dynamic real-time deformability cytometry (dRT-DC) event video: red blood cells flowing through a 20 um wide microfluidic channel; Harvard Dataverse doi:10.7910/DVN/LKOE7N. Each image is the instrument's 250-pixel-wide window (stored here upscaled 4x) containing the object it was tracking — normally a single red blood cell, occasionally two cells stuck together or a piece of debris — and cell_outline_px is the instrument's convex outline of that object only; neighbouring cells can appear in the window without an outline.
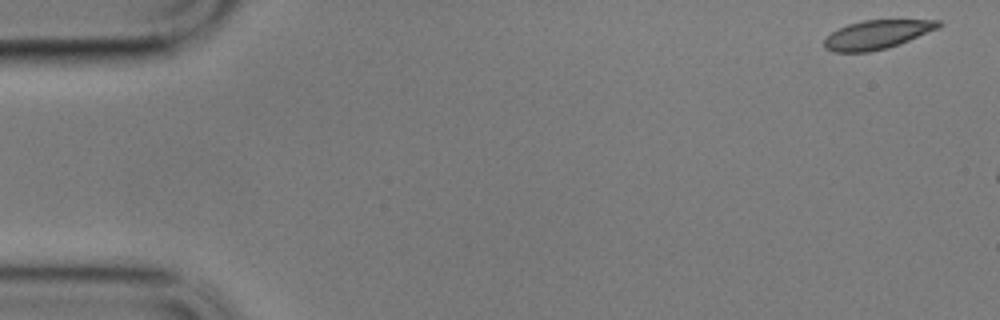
{"species": "common noctule bat (a hibernating species)", "species_latin": "Nyctalus noctula", "temperature_condition": "cold", "stored_images_in_passage": 9, "camera_frame_rate_fps": 3000, "um_per_image_px": 0.085, "animal": {"sex": "male", "body_mass_g": 17.9}, "frame": {"image": 1, "passage_image": 1, "time_ms": 0.0, "image_size_px": [1000, 320], "cell_outline_px": [[944, 24], [940, 28], [888, 48], [868, 52], [832, 52], [824, 48], [824, 40], [832, 32], [848, 24], [864, 20], [940, 20]], "centroid_in_image_um": [74.57, 2.94], "position_along_channel_um": 10.4, "area_um2": 19.19}}